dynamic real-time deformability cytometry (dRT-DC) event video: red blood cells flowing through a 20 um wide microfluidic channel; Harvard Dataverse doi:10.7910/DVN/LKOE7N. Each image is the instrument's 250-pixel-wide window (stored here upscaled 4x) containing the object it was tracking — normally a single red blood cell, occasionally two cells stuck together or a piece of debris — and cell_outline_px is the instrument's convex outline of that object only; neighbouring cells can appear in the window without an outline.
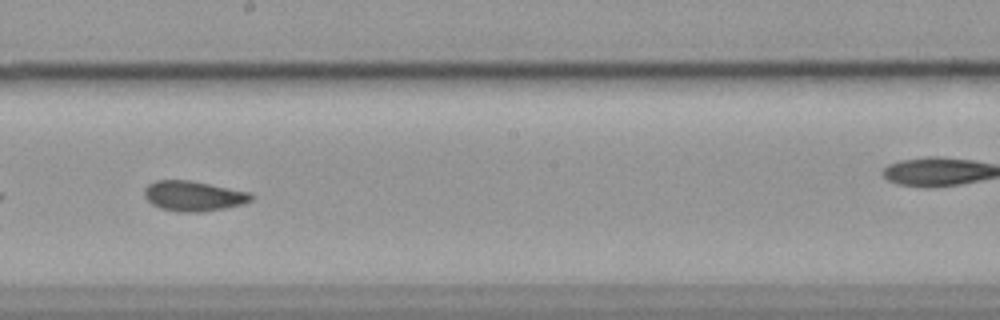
{"species": "common noctule bat (a hibernating species)", "species_latin": "Nyctalus noctula", "temperature_condition": "cold", "stored_images_in_passage": 36, "camera_frame_rate_fps": 3000, "um_per_image_px": 0.085, "animal": {"sex": "female", "body_mass_g": 19.9}, "frame": {"image": 1, "passage_image": 16, "time_ms": 5.0, "image_size_px": [1000, 320], "cell_outline_px": [[256, 196], [252, 200], [244, 204], [224, 208], [200, 212], [180, 212], [160, 208], [152, 204], [144, 196], [144, 188], [148, 184], [156, 180], [188, 180], [252, 192]], "centroid_in_image_um": [16.48, 16.66], "position_along_channel_um": 231.7, "area_um2": 18.9}, "authors_computed_cell_mechanics": {"area_um2": 18.4093, "velocity_mm_per_s": 3.527, "shape_relaxation_time_tau1_ms": null, "shape_relaxation_time_tau2_ms": 2.5954, "deformation_change_tau1": null, "deformation_change_tau2": 0.0772}}